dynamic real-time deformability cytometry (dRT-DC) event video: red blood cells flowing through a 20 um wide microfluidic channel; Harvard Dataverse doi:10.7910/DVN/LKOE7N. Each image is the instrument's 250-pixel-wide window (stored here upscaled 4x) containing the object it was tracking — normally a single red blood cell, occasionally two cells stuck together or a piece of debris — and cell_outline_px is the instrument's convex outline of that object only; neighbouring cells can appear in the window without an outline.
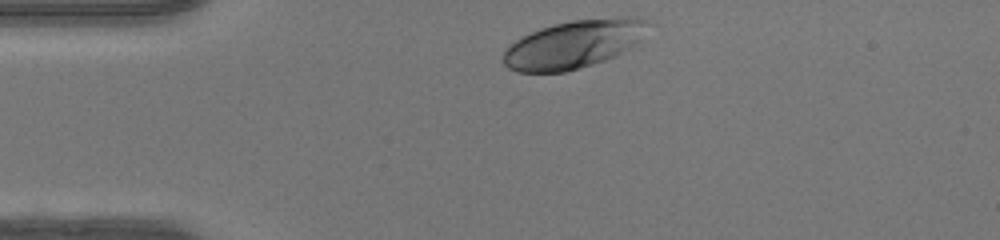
{"species": "human", "species_latin": "Homo sapiens", "temperature_condition": "warm", "stored_images_in_passage": 29, "camera_frame_rate_fps": 3000, "um_per_image_px": 0.085, "donor": {"sex": "female"}, "frame": {"image": 1, "passage_image": 1, "time_ms": 0.0, "image_size_px": [1000, 240], "cell_outline_px": [[644, 20], [636, 40], [628, 48], [616, 56], [580, 68], [564, 72], [516, 72], [508, 68], [504, 64], [504, 48], [516, 40], [540, 28], [572, 20], [628, 16]], "centroid_in_image_um": [48.62, 3.79], "position_along_channel_um": 36.4, "area_um2": 39.3}}
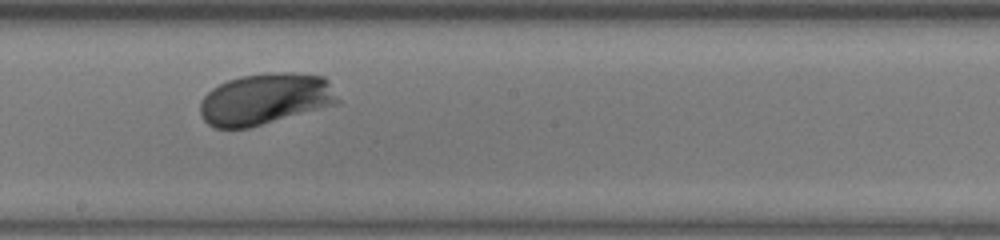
{"frame": {"image": 2, "passage_image": 17, "time_ms": 5.333, "image_size_px": [1000, 240], "cell_outline_px": [[340, 104], [248, 128], [216, 128], [208, 124], [200, 116], [200, 104], [204, 96], [212, 88], [228, 80], [240, 76], [264, 72], [292, 72], [324, 76], [328, 80], [340, 100]], "centroid_in_image_um": [22.58, 8.41], "position_along_channel_um": 225.6, "area_um2": 41.67}}
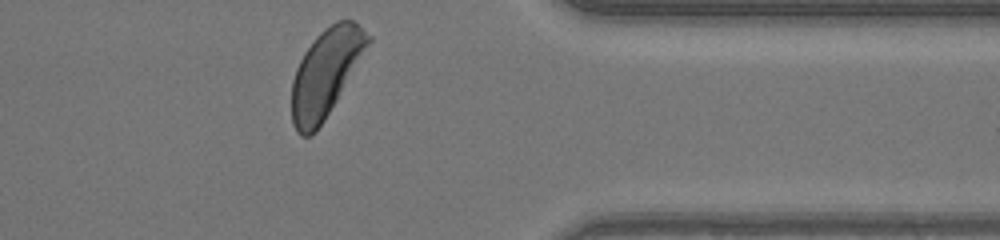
{"frame": {"image": 3, "passage_image": 29, "time_ms": 9.333, "image_size_px": [1000, 240], "cell_outline_px": [[372, 40], [324, 120], [308, 136], [300, 136], [296, 132], [292, 124], [292, 80], [296, 68], [304, 52], [312, 40], [324, 28], [336, 20], [352, 20], [372, 36]], "centroid_in_image_um": [27.67, 6.16], "position_along_channel_um": 383.7, "area_um2": 38.32}, "authors_computed_cell_mechanics": {"area_um2": 39.1884, "velocity_mm_per_s": 4.31, "shape_relaxation_time_tau1_ms": 1.1311, "shape_relaxation_time_tau2_ms": null, "deformation_change_tau1": 0.1074, "deformation_change_tau2": null}}